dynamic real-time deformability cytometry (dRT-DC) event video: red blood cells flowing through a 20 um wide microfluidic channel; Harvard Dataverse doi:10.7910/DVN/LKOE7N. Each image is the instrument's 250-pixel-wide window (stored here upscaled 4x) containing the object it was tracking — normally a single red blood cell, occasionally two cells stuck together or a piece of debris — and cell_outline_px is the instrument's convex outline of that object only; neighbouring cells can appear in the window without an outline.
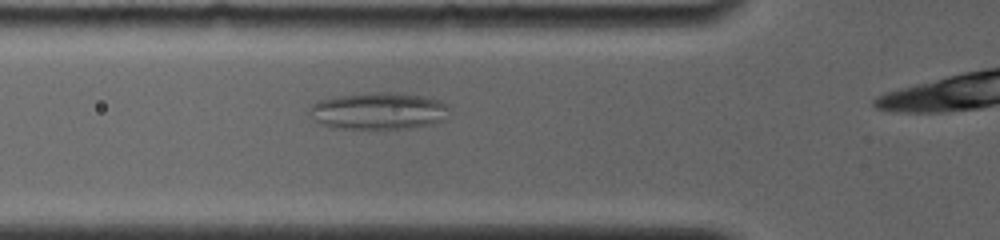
{"species": "common noctule bat (a hibernating species)", "species_latin": "Nyctalus noctula", "temperature_condition": "room temperature", "stored_images_in_passage": 28, "camera_frame_rate_fps": 4000, "um_per_image_px": 0.085, "animal": {"sex": "female", "body_mass_g": 19.0, "forearm_length_mm": 56.7}, "frame": {"image": 1, "passage_image": 12, "time_ms": 2.5, "image_size_px": [1000, 240], "cell_outline_px": [[448, 108], [444, 120], [432, 124], [408, 128], [336, 128], [320, 124], [308, 112], [308, 108], [312, 104], [320, 100], [340, 96], [376, 92], [388, 92], [424, 96], [440, 100], [448, 104]], "centroid_in_image_um": [32.18, 9.43], "position_along_channel_um": 93.6, "area_um2": 29.88}}
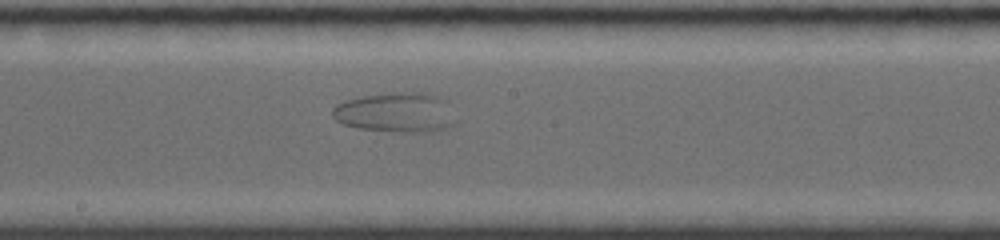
{"frame": {"image": 2, "passage_image": 19, "time_ms": 6.0, "image_size_px": [1000, 240], "cell_outline_px": [[460, 120], [456, 124], [432, 132], [408, 132], [356, 128], [344, 124], [336, 120], [332, 116], [332, 108], [336, 104], [344, 100], [364, 96], [400, 92], [424, 92], [436, 96], [444, 100]], "centroid_in_image_um": [33.69, 9.57], "position_along_channel_um": 214.5, "area_um2": 28.78}}
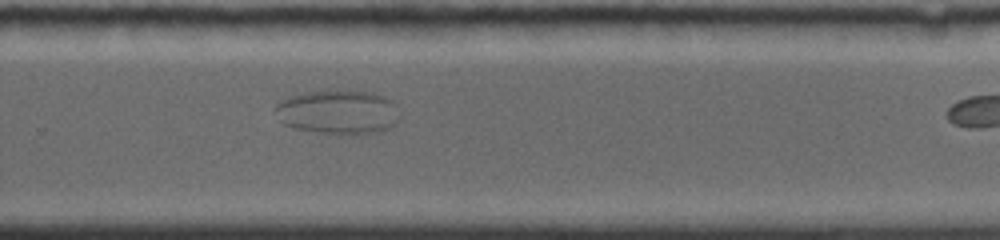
{"frame": {"image": 3, "passage_image": 26, "time_ms": 8.5, "image_size_px": [1000, 240], "cell_outline_px": [[400, 120], [392, 128], [380, 132], [352, 136], [344, 136], [296, 128], [284, 124], [280, 120], [276, 108], [276, 104], [292, 96], [304, 92], [372, 92], [384, 96], [392, 100], [396, 104], [400, 116]], "centroid_in_image_um": [28.85, 9.58], "position_along_channel_um": 300.9, "area_um2": 32.08}}